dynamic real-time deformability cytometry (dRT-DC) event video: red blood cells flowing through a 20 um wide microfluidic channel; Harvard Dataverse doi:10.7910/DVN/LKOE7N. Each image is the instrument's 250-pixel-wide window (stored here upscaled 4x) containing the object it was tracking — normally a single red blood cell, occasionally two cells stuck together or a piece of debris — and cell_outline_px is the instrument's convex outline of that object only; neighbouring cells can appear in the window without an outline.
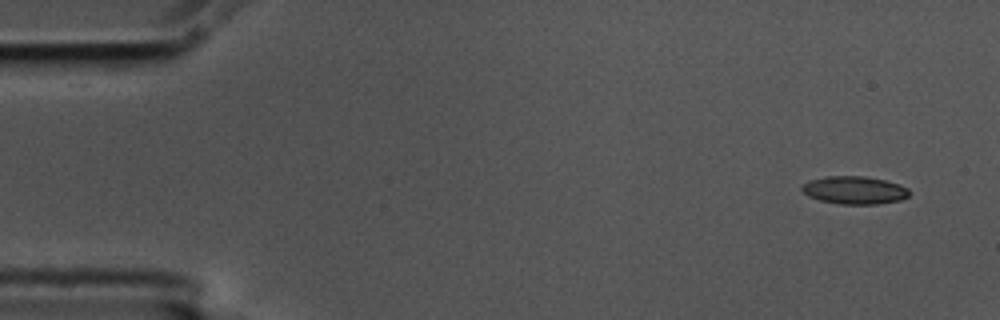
{"species": "common noctule bat (a hibernating species)", "species_latin": "Nyctalus noctula", "temperature_condition": "cold", "stored_images_in_passage": 7, "camera_frame_rate_fps": 3000, "um_per_image_px": 0.085, "animal": {"sex": "male", "body_mass_g": 17.5, "forearm_length_mm": 52.3}, "frame": {"image": 1, "passage_image": 1, "time_ms": 0.0, "image_size_px": [1000, 320], "cell_outline_px": [[908, 196], [900, 200], [876, 204], [840, 204], [820, 200], [808, 196], [800, 188], [804, 184], [812, 180], [828, 176], [864, 176], [884, 180], [900, 184], [908, 188]], "centroid_in_image_um": [72.64, 16.16], "position_along_channel_um": 12.4, "area_um2": 17.22}}